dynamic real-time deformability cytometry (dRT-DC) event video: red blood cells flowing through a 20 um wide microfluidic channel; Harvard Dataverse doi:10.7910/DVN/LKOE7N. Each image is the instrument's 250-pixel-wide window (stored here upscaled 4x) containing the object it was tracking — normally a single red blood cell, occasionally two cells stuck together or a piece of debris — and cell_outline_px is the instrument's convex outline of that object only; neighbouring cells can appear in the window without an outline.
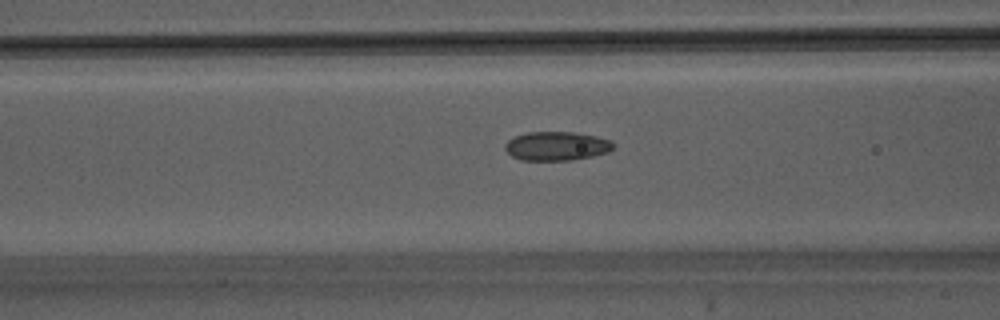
{"species": "Egyptian fruit bat (a non-hibernating species)", "species_latin": "Rousettus aegyptiacus", "temperature_condition": "warm", "stored_images_in_passage": 31, "camera_frame_rate_fps": 3000, "um_per_image_px": 0.085, "animal": {"sex": "male"}, "frame": {"image": 1, "passage_image": 5, "time_ms": 1.333, "image_size_px": [1000, 320], "cell_outline_px": [[616, 144], [608, 152], [592, 156], [572, 160], [520, 160], [512, 156], [504, 148], [504, 144], [508, 140], [516, 136], [528, 132], [572, 132], [596, 136], [608, 140]], "centroid_in_image_um": [47.29, 12.42], "position_along_channel_um": 119.3, "area_um2": 18.15}}
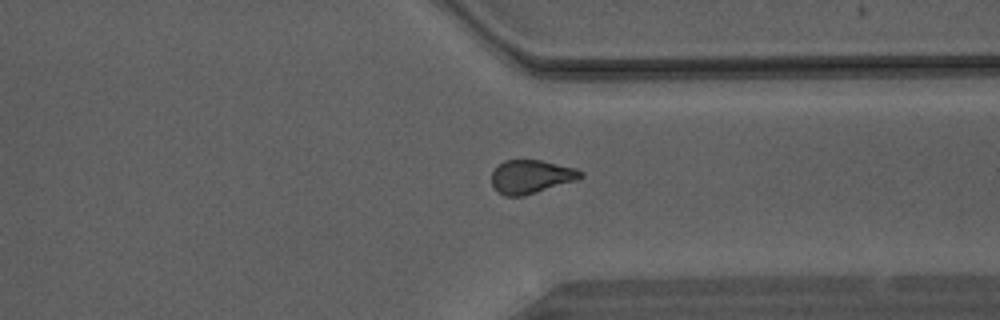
{"frame": {"image": 2, "passage_image": 21, "time_ms": 6.667, "image_size_px": [1000, 320], "cell_outline_px": [[584, 176], [576, 180], [524, 196], [504, 196], [496, 192], [492, 184], [492, 172], [504, 160], [540, 160], [576, 168], [584, 172]], "centroid_in_image_um": [45.14, 15.02], "position_along_channel_um": 366.3, "area_um2": 17.4}}
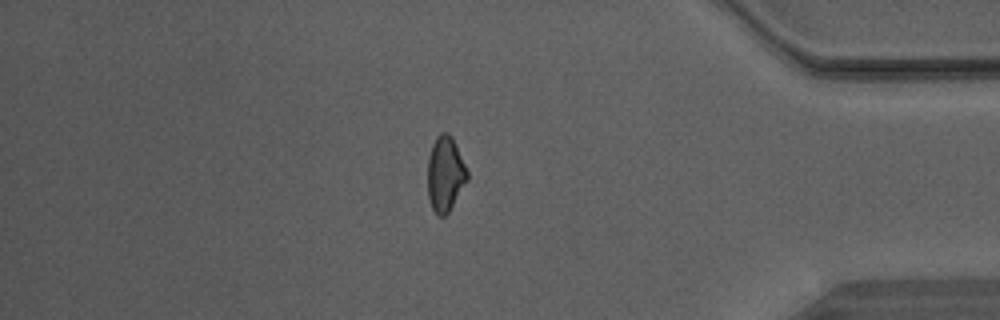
{"frame": {"image": 3, "passage_image": 25, "time_ms": 8.0, "image_size_px": [1000, 320], "cell_outline_px": [[468, 180], [448, 212], [444, 216], [436, 216], [432, 208], [428, 196], [428, 156], [432, 144], [436, 136], [440, 132], [448, 132], [452, 136], [456, 144], [468, 172]], "centroid_in_image_um": [37.84, 14.76], "position_along_channel_um": 397.4, "area_um2": 17.46}}